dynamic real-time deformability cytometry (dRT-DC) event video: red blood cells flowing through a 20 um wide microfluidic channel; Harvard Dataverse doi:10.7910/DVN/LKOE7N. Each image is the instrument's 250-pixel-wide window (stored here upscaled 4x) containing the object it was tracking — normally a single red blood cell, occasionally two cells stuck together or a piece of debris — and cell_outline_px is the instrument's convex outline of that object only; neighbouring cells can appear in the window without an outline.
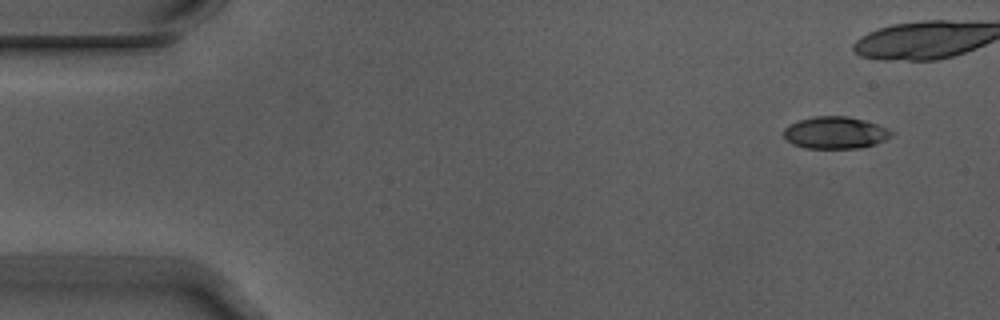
{"species": "Egyptian fruit bat (a non-hibernating species)", "species_latin": "Rousettus aegyptiacus", "temperature_condition": "warm", "stored_images_in_passage": 7, "camera_frame_rate_fps": 3000, "um_per_image_px": 0.085, "animal": {"sex": "male"}, "frame": {"image": 1, "passage_image": 1, "time_ms": 0.0, "image_size_px": [1000, 320], "cell_outline_px": [[896, 132], [892, 136], [876, 144], [860, 148], [804, 148], [792, 144], [784, 136], [784, 128], [788, 124], [812, 116], [848, 116], [864, 120], [888, 128]], "centroid_in_image_um": [71.01, 11.28], "position_along_channel_um": 14.0, "area_um2": 20.29}}